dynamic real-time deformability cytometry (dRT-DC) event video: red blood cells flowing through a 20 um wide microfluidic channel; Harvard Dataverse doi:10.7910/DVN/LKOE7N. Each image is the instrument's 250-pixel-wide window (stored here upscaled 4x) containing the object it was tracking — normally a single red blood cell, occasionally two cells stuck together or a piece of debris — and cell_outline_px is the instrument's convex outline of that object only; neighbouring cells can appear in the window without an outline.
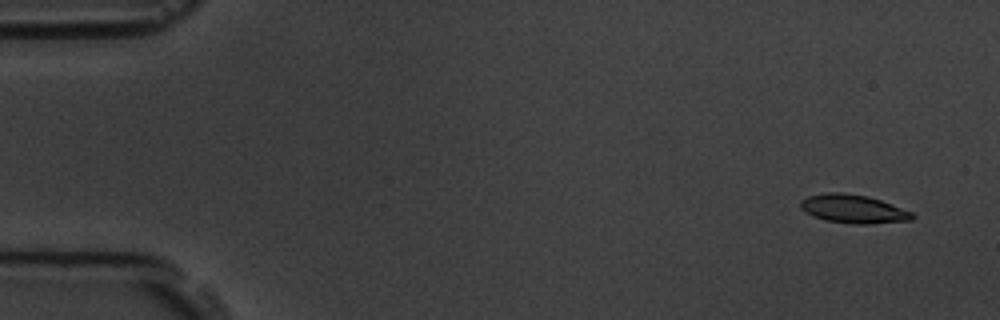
{"species": "common noctule bat (a hibernating species)", "species_latin": "Nyctalus noctula", "temperature_condition": "room temperature", "stored_images_in_passage": 5, "camera_frame_rate_fps": 3000, "um_per_image_px": 0.085, "animal": {"sex": "male", "body_mass_g": 19.5, "forearm_length_mm": 54.6}, "frame": {"image": 1, "passage_image": 1, "time_ms": 0.0, "image_size_px": [1000, 320], "cell_outline_px": [[916, 216], [912, 220], [868, 224], [852, 224], [824, 220], [812, 216], [800, 208], [800, 200], [808, 196], [828, 192], [844, 192], [868, 196], [880, 200], [912, 212]], "centroid_in_image_um": [72.51, 17.76], "position_along_channel_um": 12.5, "area_um2": 18.67}}
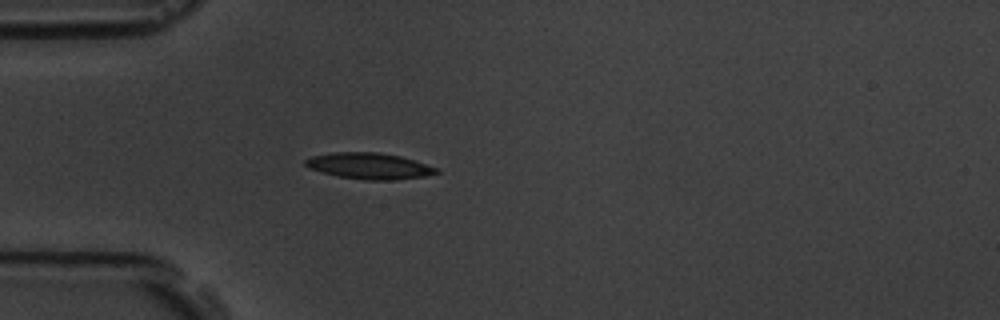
{"frame": {"image": 2, "passage_image": 5, "time_ms": 4.333, "image_size_px": [1000, 320], "cell_outline_px": [[440, 172], [424, 176], [396, 180], [364, 180], [340, 176], [308, 168], [304, 164], [304, 160], [312, 156], [332, 152], [380, 152], [400, 156], [440, 168]], "centroid_in_image_um": [31.41, 14.1], "position_along_channel_um": 53.6, "area_um2": 20.0}}